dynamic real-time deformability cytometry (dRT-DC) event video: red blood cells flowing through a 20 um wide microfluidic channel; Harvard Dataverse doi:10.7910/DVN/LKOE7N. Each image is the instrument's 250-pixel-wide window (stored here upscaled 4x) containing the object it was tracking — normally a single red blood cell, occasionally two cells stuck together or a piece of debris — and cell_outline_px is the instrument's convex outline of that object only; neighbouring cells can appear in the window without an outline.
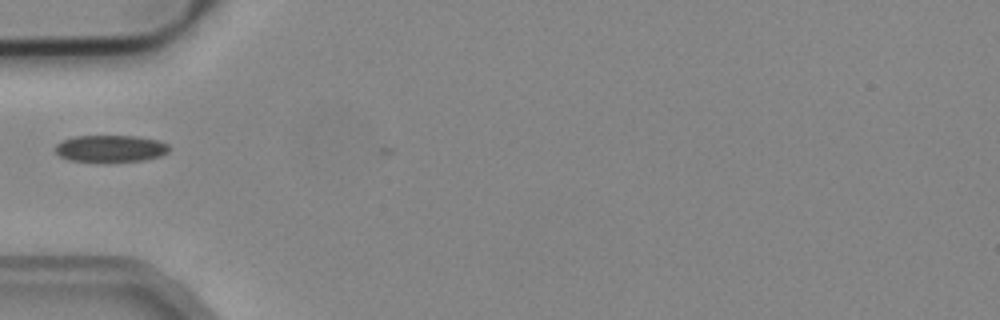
{"species": "common noctule bat (a hibernating species)", "species_latin": "Nyctalus noctula", "temperature_condition": "cold", "stored_images_in_passage": 3, "camera_frame_rate_fps": 3000, "um_per_image_px": 0.085, "animal": {"sex": "male", "body_mass_g": 19.2, "forearm_length_mm": 51.8}, "frame": {"image": 1, "passage_image": 2, "time_ms": 0.333, "image_size_px": [1000, 320], "cell_outline_px": [[172, 148], [168, 152], [160, 156], [144, 160], [108, 164], [68, 160], [60, 156], [56, 152], [56, 144], [64, 140], [76, 136], [136, 136], [160, 140], [168, 144]], "centroid_in_image_um": [9.44, 12.66], "position_along_channel_um": 75.6, "area_um2": 18.55}}